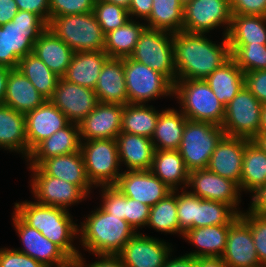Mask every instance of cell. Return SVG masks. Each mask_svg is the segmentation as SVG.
I'll return each instance as SVG.
<instances>
[{
  "mask_svg": "<svg viewBox=\"0 0 266 267\" xmlns=\"http://www.w3.org/2000/svg\"><path fill=\"white\" fill-rule=\"evenodd\" d=\"M206 35L184 31L173 34L176 80L206 79L231 57L227 36L216 44Z\"/></svg>",
  "mask_w": 266,
  "mask_h": 267,
  "instance_id": "6da1fadb",
  "label": "cell"
},
{
  "mask_svg": "<svg viewBox=\"0 0 266 267\" xmlns=\"http://www.w3.org/2000/svg\"><path fill=\"white\" fill-rule=\"evenodd\" d=\"M14 212L27 225L57 244L71 259H78L81 255L73 245L79 238L78 224L68 210L25 200L14 204Z\"/></svg>",
  "mask_w": 266,
  "mask_h": 267,
  "instance_id": "7a4b0ae2",
  "label": "cell"
},
{
  "mask_svg": "<svg viewBox=\"0 0 266 267\" xmlns=\"http://www.w3.org/2000/svg\"><path fill=\"white\" fill-rule=\"evenodd\" d=\"M80 223L79 245L93 255H118L137 233L127 221L105 212L100 206Z\"/></svg>",
  "mask_w": 266,
  "mask_h": 267,
  "instance_id": "3957f363",
  "label": "cell"
},
{
  "mask_svg": "<svg viewBox=\"0 0 266 267\" xmlns=\"http://www.w3.org/2000/svg\"><path fill=\"white\" fill-rule=\"evenodd\" d=\"M173 96L187 119L221 126L225 106L218 100L205 79L176 80Z\"/></svg>",
  "mask_w": 266,
  "mask_h": 267,
  "instance_id": "277c9868",
  "label": "cell"
},
{
  "mask_svg": "<svg viewBox=\"0 0 266 267\" xmlns=\"http://www.w3.org/2000/svg\"><path fill=\"white\" fill-rule=\"evenodd\" d=\"M47 28L74 52L104 51L105 34L93 11L52 17Z\"/></svg>",
  "mask_w": 266,
  "mask_h": 267,
  "instance_id": "5b68a950",
  "label": "cell"
},
{
  "mask_svg": "<svg viewBox=\"0 0 266 267\" xmlns=\"http://www.w3.org/2000/svg\"><path fill=\"white\" fill-rule=\"evenodd\" d=\"M224 136L219 125L187 119L178 148L187 169H207L213 151Z\"/></svg>",
  "mask_w": 266,
  "mask_h": 267,
  "instance_id": "8992f818",
  "label": "cell"
},
{
  "mask_svg": "<svg viewBox=\"0 0 266 267\" xmlns=\"http://www.w3.org/2000/svg\"><path fill=\"white\" fill-rule=\"evenodd\" d=\"M80 151L92 186L98 188L116 184L122 173L116 139L82 141Z\"/></svg>",
  "mask_w": 266,
  "mask_h": 267,
  "instance_id": "52a82bcc",
  "label": "cell"
},
{
  "mask_svg": "<svg viewBox=\"0 0 266 267\" xmlns=\"http://www.w3.org/2000/svg\"><path fill=\"white\" fill-rule=\"evenodd\" d=\"M124 76L129 104H148L166 96L173 98L174 84L165 75L130 57L124 58Z\"/></svg>",
  "mask_w": 266,
  "mask_h": 267,
  "instance_id": "ba28073f",
  "label": "cell"
},
{
  "mask_svg": "<svg viewBox=\"0 0 266 267\" xmlns=\"http://www.w3.org/2000/svg\"><path fill=\"white\" fill-rule=\"evenodd\" d=\"M130 58L151 67L175 83L176 66L172 33L146 27Z\"/></svg>",
  "mask_w": 266,
  "mask_h": 267,
  "instance_id": "9c48e42d",
  "label": "cell"
},
{
  "mask_svg": "<svg viewBox=\"0 0 266 267\" xmlns=\"http://www.w3.org/2000/svg\"><path fill=\"white\" fill-rule=\"evenodd\" d=\"M262 103L243 86L225 106L222 129L226 136L252 140L260 131Z\"/></svg>",
  "mask_w": 266,
  "mask_h": 267,
  "instance_id": "30bf717a",
  "label": "cell"
},
{
  "mask_svg": "<svg viewBox=\"0 0 266 267\" xmlns=\"http://www.w3.org/2000/svg\"><path fill=\"white\" fill-rule=\"evenodd\" d=\"M232 15L230 0H191L183 8V31L208 34L224 27L222 36H227Z\"/></svg>",
  "mask_w": 266,
  "mask_h": 267,
  "instance_id": "8fae6325",
  "label": "cell"
},
{
  "mask_svg": "<svg viewBox=\"0 0 266 267\" xmlns=\"http://www.w3.org/2000/svg\"><path fill=\"white\" fill-rule=\"evenodd\" d=\"M32 172L30 189L34 201L43 205L60 207L69 211L88 196L77 186L65 180L44 174L37 166H28Z\"/></svg>",
  "mask_w": 266,
  "mask_h": 267,
  "instance_id": "7c38bea8",
  "label": "cell"
},
{
  "mask_svg": "<svg viewBox=\"0 0 266 267\" xmlns=\"http://www.w3.org/2000/svg\"><path fill=\"white\" fill-rule=\"evenodd\" d=\"M12 223L23 245L14 248L24 253L46 267H60L72 260L57 244L43 236L41 232L27 225L14 211Z\"/></svg>",
  "mask_w": 266,
  "mask_h": 267,
  "instance_id": "4fadbf2b",
  "label": "cell"
},
{
  "mask_svg": "<svg viewBox=\"0 0 266 267\" xmlns=\"http://www.w3.org/2000/svg\"><path fill=\"white\" fill-rule=\"evenodd\" d=\"M187 188L202 199L229 204L239 214L242 212L239 208L241 191L239 185L231 179L221 177L208 169L192 170L189 172Z\"/></svg>",
  "mask_w": 266,
  "mask_h": 267,
  "instance_id": "5bb4252c",
  "label": "cell"
},
{
  "mask_svg": "<svg viewBox=\"0 0 266 267\" xmlns=\"http://www.w3.org/2000/svg\"><path fill=\"white\" fill-rule=\"evenodd\" d=\"M159 238L136 233L118 254L125 267H163L172 254V244Z\"/></svg>",
  "mask_w": 266,
  "mask_h": 267,
  "instance_id": "9a60e30c",
  "label": "cell"
},
{
  "mask_svg": "<svg viewBox=\"0 0 266 267\" xmlns=\"http://www.w3.org/2000/svg\"><path fill=\"white\" fill-rule=\"evenodd\" d=\"M69 120L79 124L99 103L93 89L60 78L49 99Z\"/></svg>",
  "mask_w": 266,
  "mask_h": 267,
  "instance_id": "2e32d148",
  "label": "cell"
},
{
  "mask_svg": "<svg viewBox=\"0 0 266 267\" xmlns=\"http://www.w3.org/2000/svg\"><path fill=\"white\" fill-rule=\"evenodd\" d=\"M114 186L125 196L150 207L172 192V189L150 170H125Z\"/></svg>",
  "mask_w": 266,
  "mask_h": 267,
  "instance_id": "e0dca14e",
  "label": "cell"
},
{
  "mask_svg": "<svg viewBox=\"0 0 266 267\" xmlns=\"http://www.w3.org/2000/svg\"><path fill=\"white\" fill-rule=\"evenodd\" d=\"M124 105L99 102L79 123L81 141L116 139L121 132Z\"/></svg>",
  "mask_w": 266,
  "mask_h": 267,
  "instance_id": "ac0fdd59",
  "label": "cell"
},
{
  "mask_svg": "<svg viewBox=\"0 0 266 267\" xmlns=\"http://www.w3.org/2000/svg\"><path fill=\"white\" fill-rule=\"evenodd\" d=\"M47 26L38 15L19 10L13 20L7 23L8 53H14L19 59L33 53L35 41Z\"/></svg>",
  "mask_w": 266,
  "mask_h": 267,
  "instance_id": "d6986e66",
  "label": "cell"
},
{
  "mask_svg": "<svg viewBox=\"0 0 266 267\" xmlns=\"http://www.w3.org/2000/svg\"><path fill=\"white\" fill-rule=\"evenodd\" d=\"M222 260L228 267H262L249 225L239 216L229 227Z\"/></svg>",
  "mask_w": 266,
  "mask_h": 267,
  "instance_id": "ffe728a7",
  "label": "cell"
},
{
  "mask_svg": "<svg viewBox=\"0 0 266 267\" xmlns=\"http://www.w3.org/2000/svg\"><path fill=\"white\" fill-rule=\"evenodd\" d=\"M25 116L28 158L40 142L70 123L50 100H46L39 107L27 112Z\"/></svg>",
  "mask_w": 266,
  "mask_h": 267,
  "instance_id": "44dd1931",
  "label": "cell"
},
{
  "mask_svg": "<svg viewBox=\"0 0 266 267\" xmlns=\"http://www.w3.org/2000/svg\"><path fill=\"white\" fill-rule=\"evenodd\" d=\"M249 139L224 136L213 151L207 169L239 185L245 146Z\"/></svg>",
  "mask_w": 266,
  "mask_h": 267,
  "instance_id": "7402d4cb",
  "label": "cell"
},
{
  "mask_svg": "<svg viewBox=\"0 0 266 267\" xmlns=\"http://www.w3.org/2000/svg\"><path fill=\"white\" fill-rule=\"evenodd\" d=\"M81 142L79 124L69 123L40 142L25 161L28 166H38L45 159L80 151Z\"/></svg>",
  "mask_w": 266,
  "mask_h": 267,
  "instance_id": "603a6c76",
  "label": "cell"
},
{
  "mask_svg": "<svg viewBox=\"0 0 266 267\" xmlns=\"http://www.w3.org/2000/svg\"><path fill=\"white\" fill-rule=\"evenodd\" d=\"M37 167L48 176L77 185L87 196L94 188L87 178L81 151L45 159Z\"/></svg>",
  "mask_w": 266,
  "mask_h": 267,
  "instance_id": "cb8c5ba5",
  "label": "cell"
},
{
  "mask_svg": "<svg viewBox=\"0 0 266 267\" xmlns=\"http://www.w3.org/2000/svg\"><path fill=\"white\" fill-rule=\"evenodd\" d=\"M98 101L111 104H128L124 76V58H108L104 63L95 89Z\"/></svg>",
  "mask_w": 266,
  "mask_h": 267,
  "instance_id": "d4e9b609",
  "label": "cell"
},
{
  "mask_svg": "<svg viewBox=\"0 0 266 267\" xmlns=\"http://www.w3.org/2000/svg\"><path fill=\"white\" fill-rule=\"evenodd\" d=\"M116 141L120 164L127 171L151 169L155 152L151 138L120 132Z\"/></svg>",
  "mask_w": 266,
  "mask_h": 267,
  "instance_id": "484cf974",
  "label": "cell"
},
{
  "mask_svg": "<svg viewBox=\"0 0 266 267\" xmlns=\"http://www.w3.org/2000/svg\"><path fill=\"white\" fill-rule=\"evenodd\" d=\"M33 53L58 77L62 78L74 51L49 28L35 41Z\"/></svg>",
  "mask_w": 266,
  "mask_h": 267,
  "instance_id": "4316f807",
  "label": "cell"
},
{
  "mask_svg": "<svg viewBox=\"0 0 266 267\" xmlns=\"http://www.w3.org/2000/svg\"><path fill=\"white\" fill-rule=\"evenodd\" d=\"M229 227L230 225H213L188 230L182 238L197 250L185 254L195 258H221L226 249Z\"/></svg>",
  "mask_w": 266,
  "mask_h": 267,
  "instance_id": "83f0119b",
  "label": "cell"
},
{
  "mask_svg": "<svg viewBox=\"0 0 266 267\" xmlns=\"http://www.w3.org/2000/svg\"><path fill=\"white\" fill-rule=\"evenodd\" d=\"M0 148L28 159L26 116L5 104L0 105Z\"/></svg>",
  "mask_w": 266,
  "mask_h": 267,
  "instance_id": "f1b7e54d",
  "label": "cell"
},
{
  "mask_svg": "<svg viewBox=\"0 0 266 267\" xmlns=\"http://www.w3.org/2000/svg\"><path fill=\"white\" fill-rule=\"evenodd\" d=\"M46 100L18 68L9 72L3 104L26 114L42 105Z\"/></svg>",
  "mask_w": 266,
  "mask_h": 267,
  "instance_id": "f546056e",
  "label": "cell"
},
{
  "mask_svg": "<svg viewBox=\"0 0 266 267\" xmlns=\"http://www.w3.org/2000/svg\"><path fill=\"white\" fill-rule=\"evenodd\" d=\"M108 58L104 51L75 52L62 78L94 90L101 69Z\"/></svg>",
  "mask_w": 266,
  "mask_h": 267,
  "instance_id": "4dcf8cb0",
  "label": "cell"
},
{
  "mask_svg": "<svg viewBox=\"0 0 266 267\" xmlns=\"http://www.w3.org/2000/svg\"><path fill=\"white\" fill-rule=\"evenodd\" d=\"M150 171L172 190L187 189L190 171L178 150H155Z\"/></svg>",
  "mask_w": 266,
  "mask_h": 267,
  "instance_id": "1f68e13d",
  "label": "cell"
},
{
  "mask_svg": "<svg viewBox=\"0 0 266 267\" xmlns=\"http://www.w3.org/2000/svg\"><path fill=\"white\" fill-rule=\"evenodd\" d=\"M205 81L218 100L226 106L244 86V72L230 57L215 69Z\"/></svg>",
  "mask_w": 266,
  "mask_h": 267,
  "instance_id": "d6a6232c",
  "label": "cell"
},
{
  "mask_svg": "<svg viewBox=\"0 0 266 267\" xmlns=\"http://www.w3.org/2000/svg\"><path fill=\"white\" fill-rule=\"evenodd\" d=\"M186 120V116L177 109L162 110L151 137L155 150H178Z\"/></svg>",
  "mask_w": 266,
  "mask_h": 267,
  "instance_id": "836d02e7",
  "label": "cell"
},
{
  "mask_svg": "<svg viewBox=\"0 0 266 267\" xmlns=\"http://www.w3.org/2000/svg\"><path fill=\"white\" fill-rule=\"evenodd\" d=\"M146 24L130 19L123 26L105 34L104 52L109 58L130 57Z\"/></svg>",
  "mask_w": 266,
  "mask_h": 267,
  "instance_id": "e575fe53",
  "label": "cell"
},
{
  "mask_svg": "<svg viewBox=\"0 0 266 267\" xmlns=\"http://www.w3.org/2000/svg\"><path fill=\"white\" fill-rule=\"evenodd\" d=\"M266 184V153L251 140L244 150L240 191L252 195Z\"/></svg>",
  "mask_w": 266,
  "mask_h": 267,
  "instance_id": "d590c367",
  "label": "cell"
},
{
  "mask_svg": "<svg viewBox=\"0 0 266 267\" xmlns=\"http://www.w3.org/2000/svg\"><path fill=\"white\" fill-rule=\"evenodd\" d=\"M160 112L148 104L124 105L121 132L151 138Z\"/></svg>",
  "mask_w": 266,
  "mask_h": 267,
  "instance_id": "8d00e7d4",
  "label": "cell"
},
{
  "mask_svg": "<svg viewBox=\"0 0 266 267\" xmlns=\"http://www.w3.org/2000/svg\"><path fill=\"white\" fill-rule=\"evenodd\" d=\"M183 8L179 0H153L151 14L144 23L147 28L178 33L183 31Z\"/></svg>",
  "mask_w": 266,
  "mask_h": 267,
  "instance_id": "74e56055",
  "label": "cell"
},
{
  "mask_svg": "<svg viewBox=\"0 0 266 267\" xmlns=\"http://www.w3.org/2000/svg\"><path fill=\"white\" fill-rule=\"evenodd\" d=\"M228 43L266 44V16L232 15Z\"/></svg>",
  "mask_w": 266,
  "mask_h": 267,
  "instance_id": "f35d334b",
  "label": "cell"
},
{
  "mask_svg": "<svg viewBox=\"0 0 266 267\" xmlns=\"http://www.w3.org/2000/svg\"><path fill=\"white\" fill-rule=\"evenodd\" d=\"M18 69L47 100L52 97L60 77L54 74L34 53L27 54L20 59Z\"/></svg>",
  "mask_w": 266,
  "mask_h": 267,
  "instance_id": "ab89813d",
  "label": "cell"
},
{
  "mask_svg": "<svg viewBox=\"0 0 266 267\" xmlns=\"http://www.w3.org/2000/svg\"><path fill=\"white\" fill-rule=\"evenodd\" d=\"M157 232L180 235V225L177 219L176 190H172L164 199L150 207L149 220L146 225Z\"/></svg>",
  "mask_w": 266,
  "mask_h": 267,
  "instance_id": "60d3db41",
  "label": "cell"
},
{
  "mask_svg": "<svg viewBox=\"0 0 266 267\" xmlns=\"http://www.w3.org/2000/svg\"><path fill=\"white\" fill-rule=\"evenodd\" d=\"M239 213L229 204L197 196L196 227L231 225Z\"/></svg>",
  "mask_w": 266,
  "mask_h": 267,
  "instance_id": "b9f144b4",
  "label": "cell"
},
{
  "mask_svg": "<svg viewBox=\"0 0 266 267\" xmlns=\"http://www.w3.org/2000/svg\"><path fill=\"white\" fill-rule=\"evenodd\" d=\"M231 57L244 73L266 70V44L229 43Z\"/></svg>",
  "mask_w": 266,
  "mask_h": 267,
  "instance_id": "7bdbcfd3",
  "label": "cell"
},
{
  "mask_svg": "<svg viewBox=\"0 0 266 267\" xmlns=\"http://www.w3.org/2000/svg\"><path fill=\"white\" fill-rule=\"evenodd\" d=\"M93 12L104 34L123 26L130 20L127 9L103 0H95Z\"/></svg>",
  "mask_w": 266,
  "mask_h": 267,
  "instance_id": "ee69618b",
  "label": "cell"
},
{
  "mask_svg": "<svg viewBox=\"0 0 266 267\" xmlns=\"http://www.w3.org/2000/svg\"><path fill=\"white\" fill-rule=\"evenodd\" d=\"M179 190H176L177 219L182 237L188 230L196 228L197 195L186 188Z\"/></svg>",
  "mask_w": 266,
  "mask_h": 267,
  "instance_id": "f6af8a7d",
  "label": "cell"
},
{
  "mask_svg": "<svg viewBox=\"0 0 266 267\" xmlns=\"http://www.w3.org/2000/svg\"><path fill=\"white\" fill-rule=\"evenodd\" d=\"M246 211L239 216L249 225L260 265L266 267V216L255 214L249 208Z\"/></svg>",
  "mask_w": 266,
  "mask_h": 267,
  "instance_id": "bcb514c9",
  "label": "cell"
},
{
  "mask_svg": "<svg viewBox=\"0 0 266 267\" xmlns=\"http://www.w3.org/2000/svg\"><path fill=\"white\" fill-rule=\"evenodd\" d=\"M100 207L107 213L125 220V195L114 185L100 186Z\"/></svg>",
  "mask_w": 266,
  "mask_h": 267,
  "instance_id": "7dc6e473",
  "label": "cell"
},
{
  "mask_svg": "<svg viewBox=\"0 0 266 267\" xmlns=\"http://www.w3.org/2000/svg\"><path fill=\"white\" fill-rule=\"evenodd\" d=\"M94 4L95 0H49L50 19L57 16L92 12Z\"/></svg>",
  "mask_w": 266,
  "mask_h": 267,
  "instance_id": "c3c4849f",
  "label": "cell"
},
{
  "mask_svg": "<svg viewBox=\"0 0 266 267\" xmlns=\"http://www.w3.org/2000/svg\"><path fill=\"white\" fill-rule=\"evenodd\" d=\"M150 206L125 196V221L135 230H142L149 220Z\"/></svg>",
  "mask_w": 266,
  "mask_h": 267,
  "instance_id": "681fc988",
  "label": "cell"
},
{
  "mask_svg": "<svg viewBox=\"0 0 266 267\" xmlns=\"http://www.w3.org/2000/svg\"><path fill=\"white\" fill-rule=\"evenodd\" d=\"M0 267H46L14 248H0Z\"/></svg>",
  "mask_w": 266,
  "mask_h": 267,
  "instance_id": "f907efd6",
  "label": "cell"
},
{
  "mask_svg": "<svg viewBox=\"0 0 266 267\" xmlns=\"http://www.w3.org/2000/svg\"><path fill=\"white\" fill-rule=\"evenodd\" d=\"M244 86L262 103L266 104V70L244 73Z\"/></svg>",
  "mask_w": 266,
  "mask_h": 267,
  "instance_id": "816d5d0a",
  "label": "cell"
},
{
  "mask_svg": "<svg viewBox=\"0 0 266 267\" xmlns=\"http://www.w3.org/2000/svg\"><path fill=\"white\" fill-rule=\"evenodd\" d=\"M232 13L266 16V0H230Z\"/></svg>",
  "mask_w": 266,
  "mask_h": 267,
  "instance_id": "f5cc1de1",
  "label": "cell"
},
{
  "mask_svg": "<svg viewBox=\"0 0 266 267\" xmlns=\"http://www.w3.org/2000/svg\"><path fill=\"white\" fill-rule=\"evenodd\" d=\"M19 10L38 15L47 25L50 22L49 0H15Z\"/></svg>",
  "mask_w": 266,
  "mask_h": 267,
  "instance_id": "db71d44e",
  "label": "cell"
},
{
  "mask_svg": "<svg viewBox=\"0 0 266 267\" xmlns=\"http://www.w3.org/2000/svg\"><path fill=\"white\" fill-rule=\"evenodd\" d=\"M20 59L14 53H8L7 24L0 26V66L18 68Z\"/></svg>",
  "mask_w": 266,
  "mask_h": 267,
  "instance_id": "11a10c76",
  "label": "cell"
},
{
  "mask_svg": "<svg viewBox=\"0 0 266 267\" xmlns=\"http://www.w3.org/2000/svg\"><path fill=\"white\" fill-rule=\"evenodd\" d=\"M153 0H131L128 8L130 19L146 20L151 14Z\"/></svg>",
  "mask_w": 266,
  "mask_h": 267,
  "instance_id": "9f6ffc18",
  "label": "cell"
},
{
  "mask_svg": "<svg viewBox=\"0 0 266 267\" xmlns=\"http://www.w3.org/2000/svg\"><path fill=\"white\" fill-rule=\"evenodd\" d=\"M98 257L95 262L87 264L82 254L78 257L82 267H125L118 255H93Z\"/></svg>",
  "mask_w": 266,
  "mask_h": 267,
  "instance_id": "6f0895ef",
  "label": "cell"
},
{
  "mask_svg": "<svg viewBox=\"0 0 266 267\" xmlns=\"http://www.w3.org/2000/svg\"><path fill=\"white\" fill-rule=\"evenodd\" d=\"M249 209L260 216H266V184L251 196Z\"/></svg>",
  "mask_w": 266,
  "mask_h": 267,
  "instance_id": "680465c9",
  "label": "cell"
},
{
  "mask_svg": "<svg viewBox=\"0 0 266 267\" xmlns=\"http://www.w3.org/2000/svg\"><path fill=\"white\" fill-rule=\"evenodd\" d=\"M18 11L15 0H0V26L12 21Z\"/></svg>",
  "mask_w": 266,
  "mask_h": 267,
  "instance_id": "91938a15",
  "label": "cell"
},
{
  "mask_svg": "<svg viewBox=\"0 0 266 267\" xmlns=\"http://www.w3.org/2000/svg\"><path fill=\"white\" fill-rule=\"evenodd\" d=\"M172 254L167 258L163 267H197V258L189 255L175 256L171 258Z\"/></svg>",
  "mask_w": 266,
  "mask_h": 267,
  "instance_id": "94428289",
  "label": "cell"
},
{
  "mask_svg": "<svg viewBox=\"0 0 266 267\" xmlns=\"http://www.w3.org/2000/svg\"><path fill=\"white\" fill-rule=\"evenodd\" d=\"M11 68L0 66V105L4 103L6 94L7 80Z\"/></svg>",
  "mask_w": 266,
  "mask_h": 267,
  "instance_id": "6125c7cd",
  "label": "cell"
},
{
  "mask_svg": "<svg viewBox=\"0 0 266 267\" xmlns=\"http://www.w3.org/2000/svg\"><path fill=\"white\" fill-rule=\"evenodd\" d=\"M197 267H228L222 258H197Z\"/></svg>",
  "mask_w": 266,
  "mask_h": 267,
  "instance_id": "be15d7a7",
  "label": "cell"
},
{
  "mask_svg": "<svg viewBox=\"0 0 266 267\" xmlns=\"http://www.w3.org/2000/svg\"><path fill=\"white\" fill-rule=\"evenodd\" d=\"M251 141L266 153V134L259 133Z\"/></svg>",
  "mask_w": 266,
  "mask_h": 267,
  "instance_id": "e7e4bbea",
  "label": "cell"
},
{
  "mask_svg": "<svg viewBox=\"0 0 266 267\" xmlns=\"http://www.w3.org/2000/svg\"><path fill=\"white\" fill-rule=\"evenodd\" d=\"M261 134H266V104H262L260 131Z\"/></svg>",
  "mask_w": 266,
  "mask_h": 267,
  "instance_id": "03108f58",
  "label": "cell"
},
{
  "mask_svg": "<svg viewBox=\"0 0 266 267\" xmlns=\"http://www.w3.org/2000/svg\"><path fill=\"white\" fill-rule=\"evenodd\" d=\"M103 1L116 4V5L121 6L127 10H128L130 3H131V0H103Z\"/></svg>",
  "mask_w": 266,
  "mask_h": 267,
  "instance_id": "003e7915",
  "label": "cell"
},
{
  "mask_svg": "<svg viewBox=\"0 0 266 267\" xmlns=\"http://www.w3.org/2000/svg\"><path fill=\"white\" fill-rule=\"evenodd\" d=\"M60 267H82V266L78 259H72L66 265Z\"/></svg>",
  "mask_w": 266,
  "mask_h": 267,
  "instance_id": "a7ac6f4b",
  "label": "cell"
},
{
  "mask_svg": "<svg viewBox=\"0 0 266 267\" xmlns=\"http://www.w3.org/2000/svg\"><path fill=\"white\" fill-rule=\"evenodd\" d=\"M182 4H183V6L185 5V4H187L188 2H190L191 0H179Z\"/></svg>",
  "mask_w": 266,
  "mask_h": 267,
  "instance_id": "89a4df30",
  "label": "cell"
}]
</instances>
